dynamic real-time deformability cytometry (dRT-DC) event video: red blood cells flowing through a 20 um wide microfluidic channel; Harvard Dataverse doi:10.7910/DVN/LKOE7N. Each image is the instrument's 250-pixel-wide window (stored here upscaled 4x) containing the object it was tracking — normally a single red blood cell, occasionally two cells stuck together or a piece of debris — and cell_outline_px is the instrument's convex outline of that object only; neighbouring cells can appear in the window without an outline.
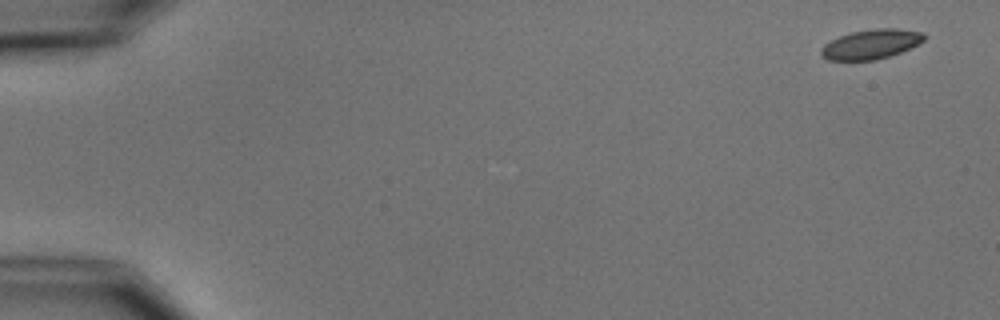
{"species": "common noctule bat (a hibernating species)", "species_latin": "Nyctalus noctula", "temperature_condition": "cold", "stored_images_in_passage": 6, "camera_frame_rate_fps": 3000, "um_per_image_px": 0.085, "animal": {"sex": "male", "body_mass_g": 15.6}, "frame": {"image": 1, "passage_image": 1, "time_ms": 0.0, "image_size_px": [1000, 320], "cell_outline_px": [[928, 36], [924, 40], [900, 52], [876, 60], [828, 60], [820, 52], [820, 48], [824, 44], [840, 36], [852, 32], [876, 28], [896, 28], [924, 32]], "centroid_in_image_um": [74.05, 3.74], "position_along_channel_um": 10.9, "area_um2": 17.63}}
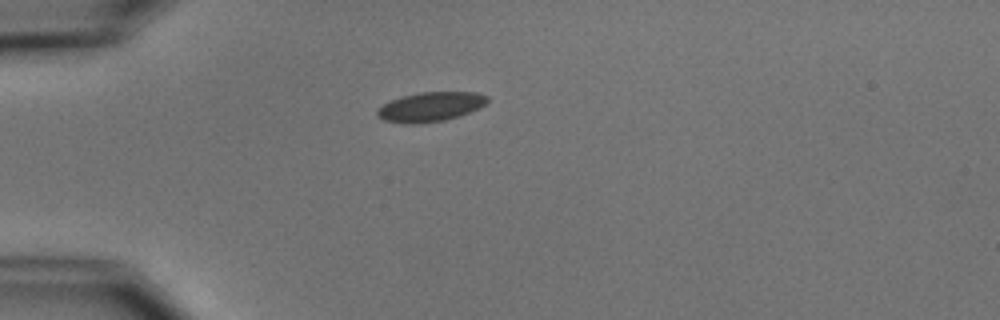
{"frame": {"image": 2, "passage_image": 4, "time_ms": 4.333, "image_size_px": [1000, 320], "cell_outline_px": [[488, 100], [484, 104], [468, 112], [444, 120], [412, 124], [408, 124], [384, 120], [376, 116], [376, 108], [400, 96], [420, 92], [476, 92], [488, 96]], "centroid_in_image_um": [36.52, 9.06], "position_along_channel_um": 48.5, "area_um2": 18.67}}
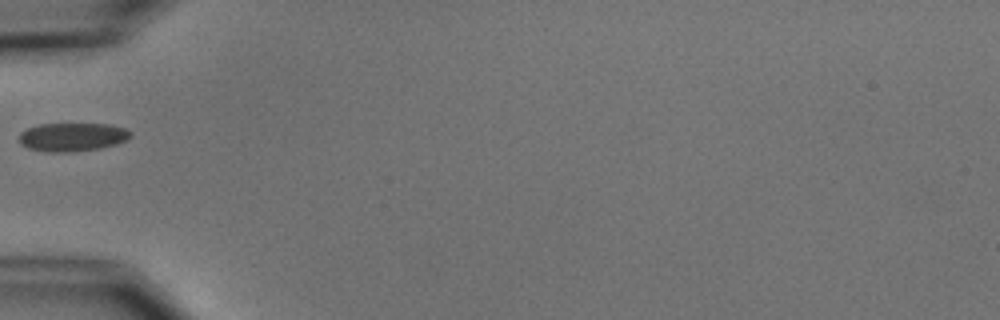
{"frame": {"image": 3, "passage_image": 5, "time_ms": 5.667, "image_size_px": [1000, 320], "cell_outline_px": [[132, 136], [116, 144], [100, 148], [72, 152], [44, 152], [28, 148], [20, 144], [20, 132], [28, 128], [40, 124], [108, 124], [124, 128], [132, 132]], "centroid_in_image_um": [6.13, 11.65], "position_along_channel_um": 78.9, "area_um2": 18.5}}